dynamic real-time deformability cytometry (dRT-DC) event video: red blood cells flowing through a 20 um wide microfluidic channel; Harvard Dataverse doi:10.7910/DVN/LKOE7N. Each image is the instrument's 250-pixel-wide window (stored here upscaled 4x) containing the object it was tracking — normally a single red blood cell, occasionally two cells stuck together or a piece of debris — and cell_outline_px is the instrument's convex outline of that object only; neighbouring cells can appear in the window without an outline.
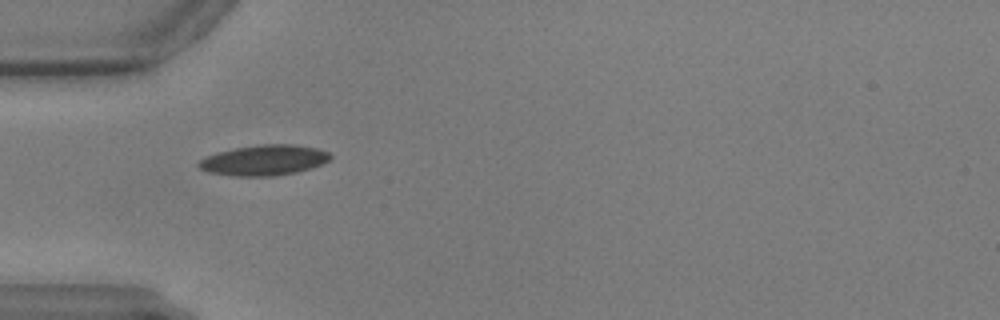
{"species": "common noctule bat (a hibernating species)", "species_latin": "Nyctalus noctula", "temperature_condition": "warm", "stored_images_in_passage": 41, "camera_frame_rate_fps": 3000, "um_per_image_px": 0.085, "animal": {"sex": "male", "body_mass_g": 17.9, "forearm_length_mm": 54.2}, "frame": {"image": 1, "passage_image": 1, "time_ms": 0.0, "image_size_px": [1000, 320], "cell_outline_px": [[332, 156], [328, 160], [320, 164], [296, 172], [276, 176], [236, 176], [208, 172], [200, 168], [196, 164], [204, 156], [216, 152], [236, 148], [260, 144], [296, 144], [316, 148], [328, 152]], "centroid_in_image_um": [22.4, 13.61], "position_along_channel_um": 62.6, "area_um2": 23.29}}
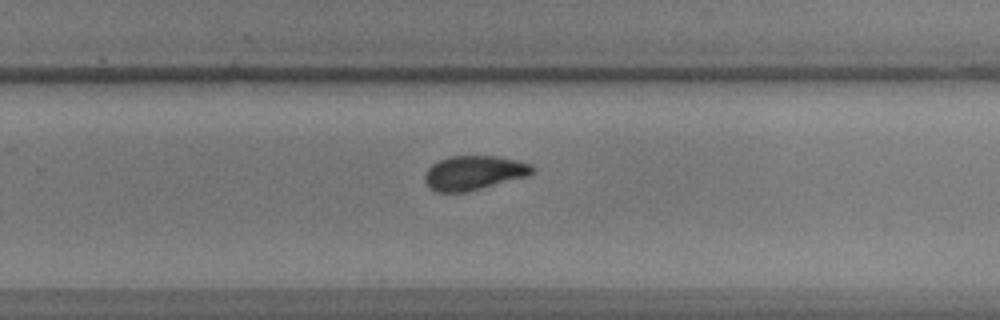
{"frame": {"image": 2, "passage_image": 21, "time_ms": 6.667, "image_size_px": [1000, 320], "cell_outline_px": [[536, 168], [528, 176], [464, 192], [436, 192], [428, 188], [424, 180], [424, 176], [428, 168], [432, 164], [440, 160], [452, 156], [496, 156], [516, 160], [532, 164]], "centroid_in_image_um": [40.26, 14.69], "position_along_channel_um": 289.5, "area_um2": 21.39}}
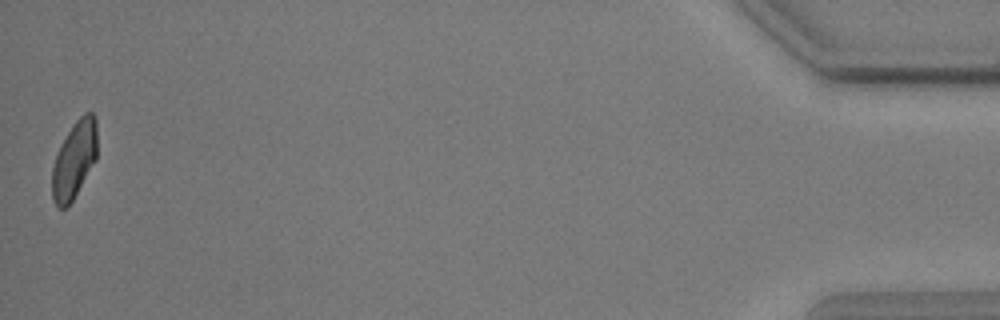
{"frame": {"image": 3, "passage_image": 41, "time_ms": 13.333, "image_size_px": [1000, 320], "cell_outline_px": [[96, 160], [72, 200], [64, 208], [56, 208], [52, 200], [52, 168], [56, 152], [72, 124], [84, 112], [92, 112], [96, 116]], "centroid_in_image_um": [6.29, 13.56], "position_along_channel_um": 428.9, "area_um2": 20.35}}